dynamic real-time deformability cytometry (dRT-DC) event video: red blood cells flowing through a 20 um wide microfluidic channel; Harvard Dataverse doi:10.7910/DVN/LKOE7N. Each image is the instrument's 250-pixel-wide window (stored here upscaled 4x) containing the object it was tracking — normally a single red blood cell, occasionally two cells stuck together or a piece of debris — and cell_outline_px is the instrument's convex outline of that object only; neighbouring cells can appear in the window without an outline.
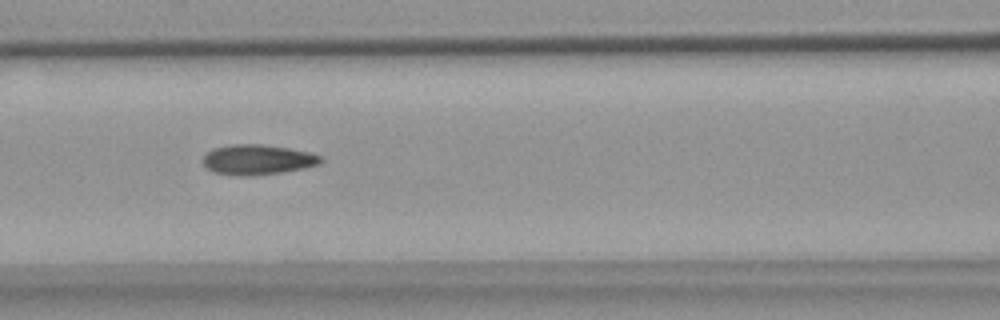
{"species": "common noctule bat (a hibernating species)", "species_latin": "Nyctalus noctula", "temperature_condition": "warm", "stored_images_in_passage": 9, "camera_frame_rate_fps": 3000, "um_per_image_px": 0.085, "animal": {"sex": "female", "body_mass_g": 18.4}, "frame": {"image": 1, "passage_image": 6, "time_ms": 7.333, "image_size_px": [1000, 320], "cell_outline_px": [[324, 160], [320, 164], [304, 168], [284, 172], [252, 176], [244, 176], [216, 172], [208, 168], [204, 164], [204, 156], [212, 148], [232, 144], [264, 144], [288, 148], [308, 152], [320, 156]], "centroid_in_image_um": [21.93, 13.56], "position_along_channel_um": 144.7, "area_um2": 20.58}}
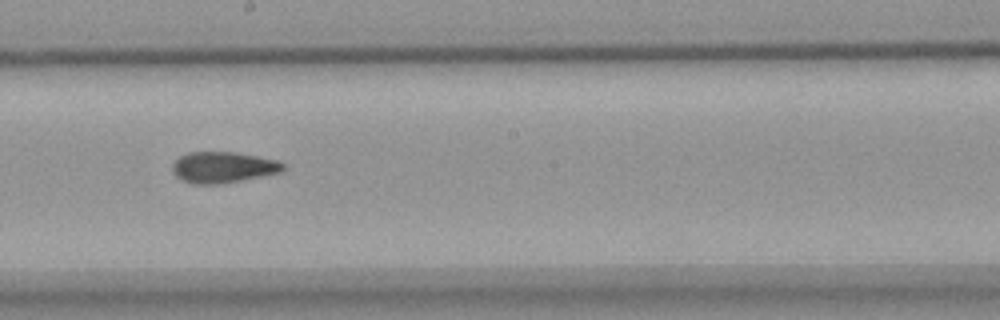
{"frame": {"image": 2, "passage_image": 8, "time_ms": 9.667, "image_size_px": [1000, 320], "cell_outline_px": [[284, 168], [280, 172], [240, 180], [216, 184], [192, 184], [176, 176], [172, 168], [172, 164], [180, 156], [188, 152], [236, 152], [276, 160], [284, 164]], "centroid_in_image_um": [18.93, 14.21], "position_along_channel_um": 229.3, "area_um2": 19.71}}
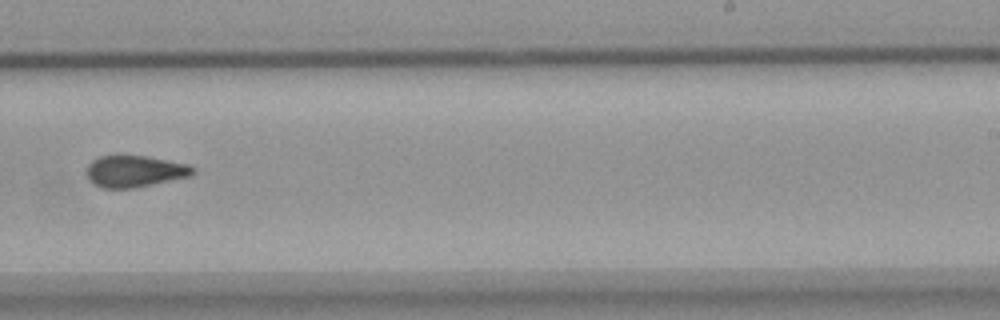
{"frame": {"image": 3, "passage_image": 9, "time_ms": 11.0, "image_size_px": [1000, 320], "cell_outline_px": [[196, 172], [192, 176], [132, 188], [100, 188], [92, 184], [88, 180], [84, 172], [88, 164], [92, 160], [100, 156], [116, 152], [148, 156], [188, 164], [196, 168]], "centroid_in_image_um": [11.39, 14.52], "position_along_channel_um": 277.6, "area_um2": 20.58}}